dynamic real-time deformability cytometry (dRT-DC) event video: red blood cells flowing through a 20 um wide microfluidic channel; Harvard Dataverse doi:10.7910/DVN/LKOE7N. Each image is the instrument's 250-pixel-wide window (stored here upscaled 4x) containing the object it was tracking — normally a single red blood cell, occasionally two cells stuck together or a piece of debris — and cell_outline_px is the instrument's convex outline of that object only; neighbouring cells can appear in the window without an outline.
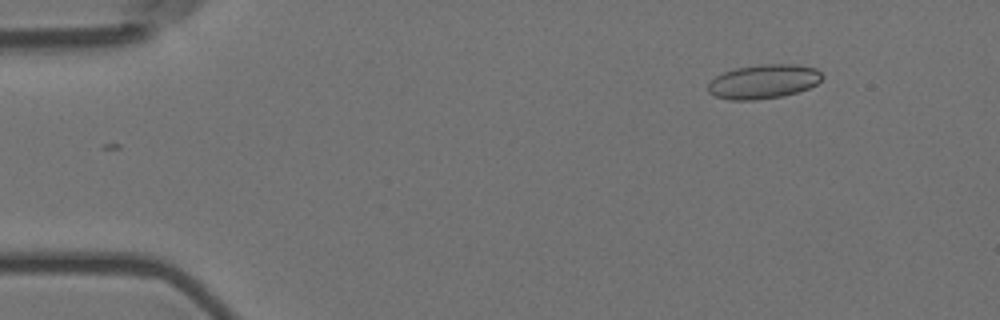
{"species": "Egyptian fruit bat (a non-hibernating species)", "species_latin": "Rousettus aegyptiacus", "temperature_condition": "room temperature", "stored_images_in_passage": 5, "camera_frame_rate_fps": 3000, "um_per_image_px": 0.085, "animal": {"sex": "female"}, "frame": {"image": 1, "passage_image": 2, "time_ms": 0.333, "image_size_px": [1000, 320], "cell_outline_px": [[824, 76], [816, 84], [808, 88], [784, 96], [756, 100], [728, 100], [716, 96], [708, 92], [708, 84], [716, 76], [724, 72], [736, 68], [760, 64], [796, 64], [816, 68]], "centroid_in_image_um": [64.9, 6.93], "position_along_channel_um": 20.1, "area_um2": 22.77}}